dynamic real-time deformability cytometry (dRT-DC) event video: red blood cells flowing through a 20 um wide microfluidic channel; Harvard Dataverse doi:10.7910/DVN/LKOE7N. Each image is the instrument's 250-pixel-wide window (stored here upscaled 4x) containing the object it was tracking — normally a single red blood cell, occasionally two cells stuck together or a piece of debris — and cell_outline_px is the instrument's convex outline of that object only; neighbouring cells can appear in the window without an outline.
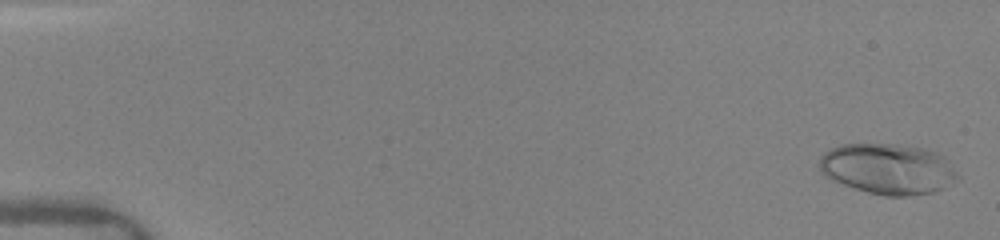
{"species": "human", "species_latin": "Homo sapiens", "temperature_condition": "warm", "stored_images_in_passage": 54, "camera_frame_rate_fps": 3000, "um_per_image_px": 0.085, "donor": {"sex": "female"}, "frame": {"image": 1, "passage_image": 2, "time_ms": 0.333, "image_size_px": [1000, 240], "cell_outline_px": [[960, 180], [944, 188], [932, 192], [908, 196], [884, 196], [868, 192], [832, 180], [824, 176], [820, 172], [820, 156], [828, 148], [840, 144], [896, 144], [924, 148], [936, 152], [944, 156], [948, 160], [960, 176]], "centroid_in_image_um": [75.49, 14.35], "position_along_channel_um": 9.5, "area_um2": 41.21}}
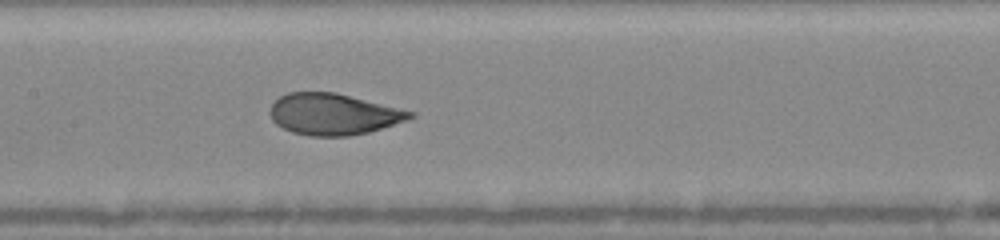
{"frame": {"image": 2, "passage_image": 34, "time_ms": 8.333, "image_size_px": [1000, 240], "cell_outline_px": [[416, 116], [408, 120], [368, 132], [348, 136], [308, 136], [292, 132], [276, 124], [272, 120], [268, 112], [272, 104], [280, 96], [288, 92], [336, 92], [416, 112]], "centroid_in_image_um": [28.34, 9.7], "position_along_channel_um": 179.1, "area_um2": 33.87}}
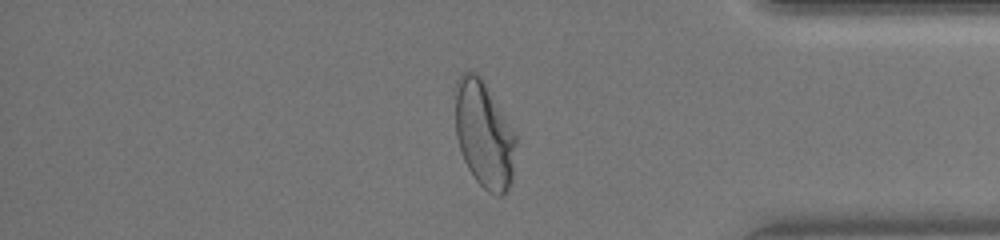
{"frame": {"image": 3, "passage_image": 50, "time_ms": 14.0, "image_size_px": [1000, 240], "cell_outline_px": [[516, 144], [512, 180], [508, 192], [504, 196], [496, 196], [488, 192], [472, 176], [464, 160], [456, 136], [452, 88], [460, 72], [476, 72], [480, 76], [516, 132]], "centroid_in_image_um": [41.12, 11.4], "position_along_channel_um": 394.1, "area_um2": 38.84}}